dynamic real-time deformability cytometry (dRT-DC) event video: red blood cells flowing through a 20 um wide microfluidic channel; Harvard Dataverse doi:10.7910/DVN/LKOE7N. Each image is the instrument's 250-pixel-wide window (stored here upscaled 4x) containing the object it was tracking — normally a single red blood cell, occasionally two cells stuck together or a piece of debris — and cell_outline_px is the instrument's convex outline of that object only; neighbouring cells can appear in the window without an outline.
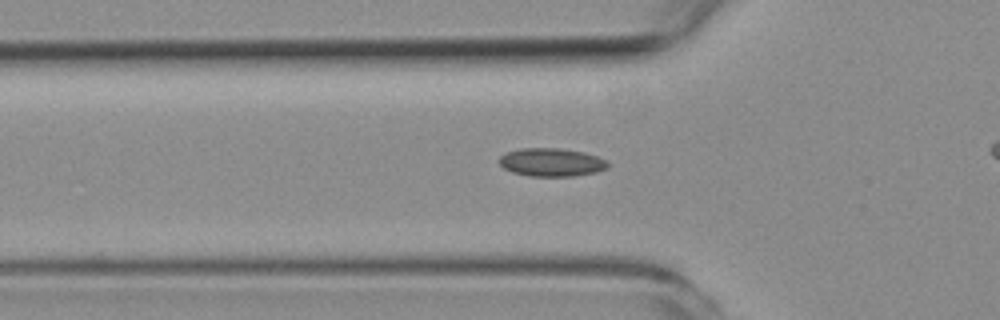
{"species": "common noctule bat (a hibernating species)", "species_latin": "Nyctalus noctula", "temperature_condition": "room temperature", "stored_images_in_passage": 29, "camera_frame_rate_fps": 3000, "um_per_image_px": 0.085, "animal": {"sex": "female", "body_mass_g": 19.3, "forearm_length_mm": 54.1}, "frame": {"image": 1, "passage_image": 2, "time_ms": 0.333, "image_size_px": [1000, 320], "cell_outline_px": [[608, 168], [596, 172], [572, 176], [528, 176], [512, 172], [504, 168], [500, 164], [500, 156], [504, 152], [520, 148], [560, 148], [584, 152], [596, 156], [604, 160], [608, 164]], "centroid_in_image_um": [46.84, 13.79], "position_along_channel_um": 79.0, "area_um2": 17.86}}
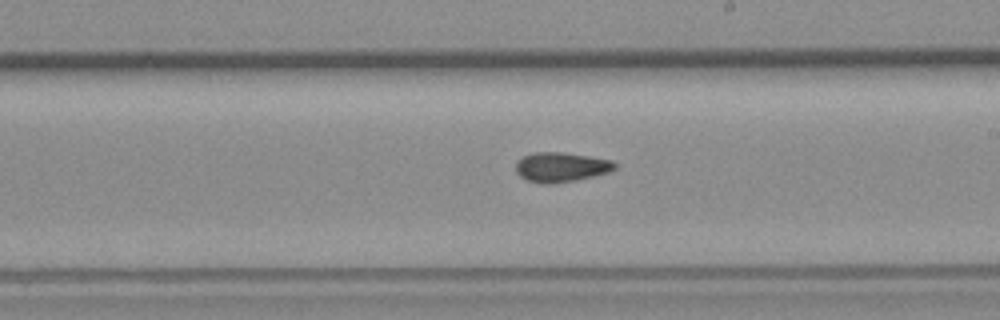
{"frame": {"image": 2, "passage_image": 15, "time_ms": 4.667, "image_size_px": [1000, 320], "cell_outline_px": [[616, 168], [608, 172], [576, 180], [556, 184], [544, 184], [528, 180], [520, 176], [516, 172], [516, 160], [532, 152], [564, 152], [612, 160], [616, 164]], "centroid_in_image_um": [47.66, 14.2], "position_along_channel_um": 241.3, "area_um2": 17.17}}
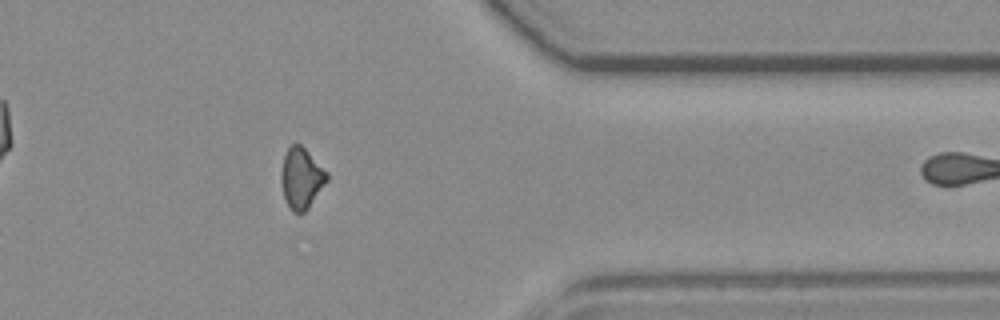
{"frame": {"image": 3, "passage_image": 28, "time_ms": 9.0, "image_size_px": [1000, 320], "cell_outline_px": [[328, 180], [308, 208], [300, 216], [292, 212], [284, 196], [280, 180], [280, 172], [284, 156], [288, 148], [292, 144], [300, 144], [328, 172]], "centroid_in_image_um": [25.61, 15.17], "position_along_channel_um": 385.8, "area_um2": 16.24}}